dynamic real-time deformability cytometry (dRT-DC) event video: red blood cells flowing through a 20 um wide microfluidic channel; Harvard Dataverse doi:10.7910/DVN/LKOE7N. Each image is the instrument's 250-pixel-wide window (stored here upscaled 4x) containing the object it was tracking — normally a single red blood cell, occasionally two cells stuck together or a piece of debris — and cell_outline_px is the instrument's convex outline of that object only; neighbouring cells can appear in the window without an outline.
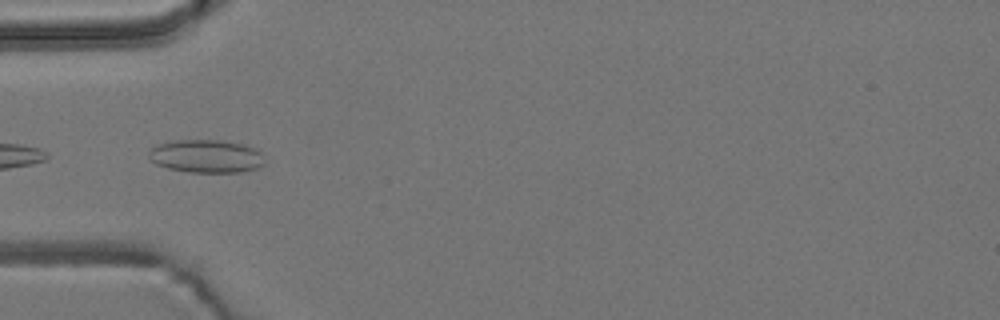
{"species": "common noctule bat (a hibernating species)", "species_latin": "Nyctalus noctula", "temperature_condition": "room temperature", "stored_images_in_passage": 5, "camera_frame_rate_fps": 3000, "um_per_image_px": 0.085, "animal": {"sex": "male", "body_mass_g": 19.2, "forearm_length_mm": 51.8}, "frame": {"image": 1, "passage_image": 3, "time_ms": 3.333, "image_size_px": [1000, 320], "cell_outline_px": [[264, 164], [256, 168], [240, 172], [188, 172], [168, 168], [156, 164], [148, 160], [148, 152], [156, 144], [176, 140], [220, 140], [244, 144], [256, 148], [260, 152]], "centroid_in_image_um": [17.49, 13.27], "position_along_channel_um": 67.5, "area_um2": 22.43}}
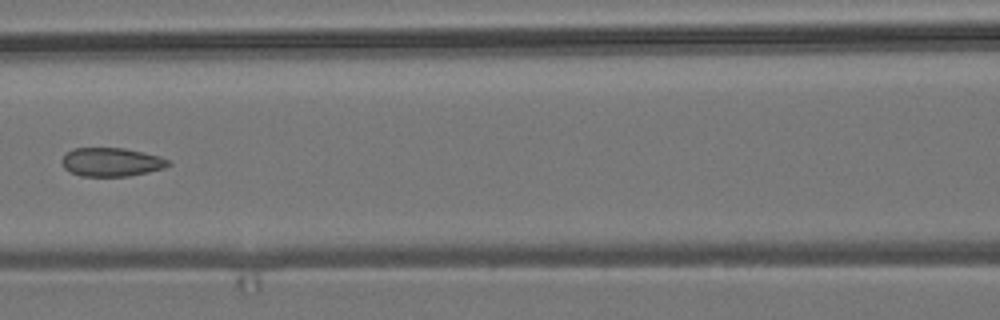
{"frame": {"image": 2, "passage_image": 5, "time_ms": 5.667, "image_size_px": [1000, 320], "cell_outline_px": [[172, 164], [164, 168], [148, 172], [128, 176], [80, 176], [64, 168], [60, 160], [72, 148], [124, 148], [144, 152], [160, 156], [172, 160]], "centroid_in_image_um": [9.51, 13.77], "position_along_channel_um": 157.1, "area_um2": 17.92}}